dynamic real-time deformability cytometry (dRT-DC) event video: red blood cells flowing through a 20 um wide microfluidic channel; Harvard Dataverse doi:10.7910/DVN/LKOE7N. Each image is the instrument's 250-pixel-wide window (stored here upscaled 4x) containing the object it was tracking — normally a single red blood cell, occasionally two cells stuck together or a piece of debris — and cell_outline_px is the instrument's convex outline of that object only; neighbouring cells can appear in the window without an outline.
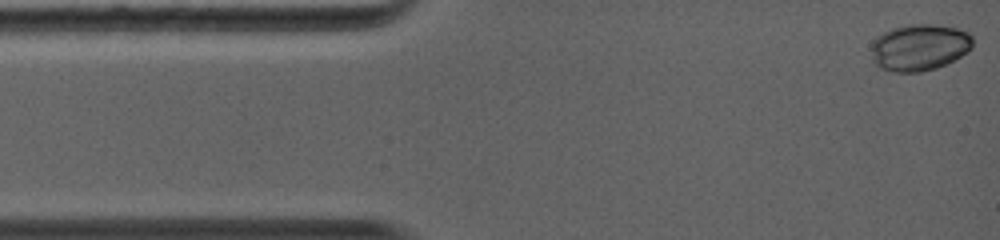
{"species": "common noctule bat (a hibernating species)", "species_latin": "Nyctalus noctula", "temperature_condition": "warm", "stored_images_in_passage": 56, "camera_frame_rate_fps": 5000, "um_per_image_px": 0.085, "animal": {"sex": "female", "body_mass_g": 19.0, "forearm_length_mm": 56.7}, "frame": {"image": 1, "passage_image": 1, "time_ms": 0.0, "image_size_px": [1000, 240], "cell_outline_px": [[972, 48], [968, 52], [936, 68], [920, 72], [892, 72], [880, 68], [872, 64], [872, 40], [876, 36], [892, 28], [908, 24], [940, 24], [956, 28], [968, 32], [972, 36]], "centroid_in_image_um": [78.12, 4.02], "position_along_channel_um": 6.9, "area_um2": 27.92}}
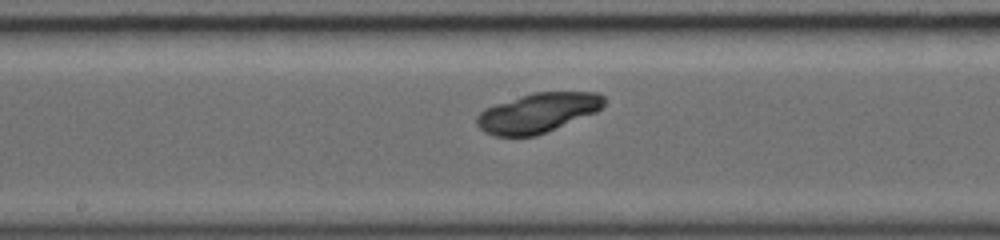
{"frame": {"image": 2, "passage_image": 31, "time_ms": 6.2, "image_size_px": [1000, 240], "cell_outline_px": [[604, 104], [596, 112], [536, 136], [496, 136], [484, 132], [476, 124], [476, 116], [484, 108], [532, 92], [600, 92], [604, 96]], "centroid_in_image_um": [45.69, 9.58], "position_along_channel_um": 202.5, "area_um2": 29.25}}
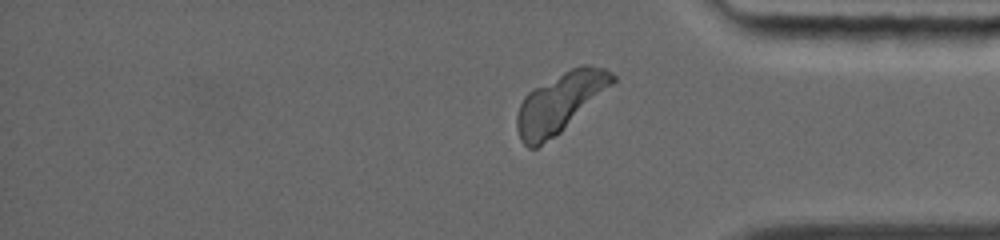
{"frame": {"image": 3, "passage_image": 53, "time_ms": 10.6, "image_size_px": [1000, 240], "cell_outline_px": [[616, 80], [612, 84], [556, 136], [536, 148], [528, 148], [520, 140], [516, 128], [516, 116], [520, 104], [524, 96], [528, 92], [564, 72], [572, 68], [584, 64], [588, 64], [604, 68], [616, 76]], "centroid_in_image_um": [47.56, 8.74], "position_along_channel_um": 387.6, "area_um2": 32.54}, "authors_computed_cell_mechanics": {"area_um2": 29.2757, "velocity_mm_per_s": 4.3896, "shape_relaxation_time_tau1_ms": null, "shape_relaxation_time_tau2_ms": 6.1178, "deformation_change_tau1": null, "deformation_change_tau2": 0.16}}